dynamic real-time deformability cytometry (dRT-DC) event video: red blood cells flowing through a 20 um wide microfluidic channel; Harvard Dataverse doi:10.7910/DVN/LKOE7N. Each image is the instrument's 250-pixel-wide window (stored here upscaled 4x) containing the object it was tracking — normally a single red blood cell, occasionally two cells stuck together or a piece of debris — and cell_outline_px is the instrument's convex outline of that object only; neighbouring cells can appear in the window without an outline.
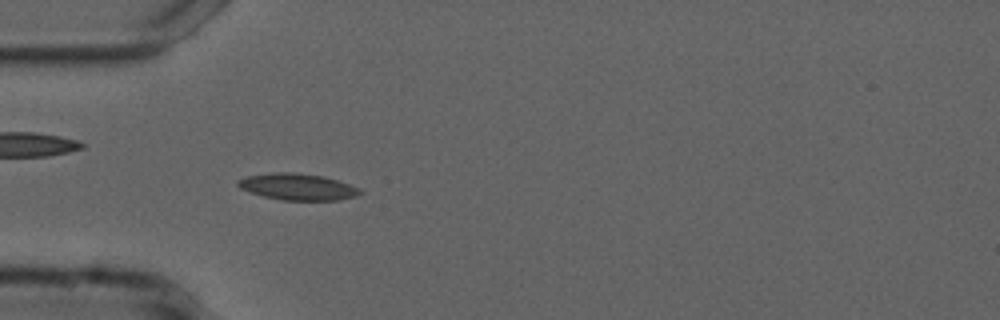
{"species": "common noctule bat (a hibernating species)", "species_latin": "Nyctalus noctula", "temperature_condition": "cold", "stored_images_in_passage": 34, "camera_frame_rate_fps": 3000, "um_per_image_px": 0.085, "animal": {"sex": "male", "forearm_length_mm": 52.5}, "frame": {"image": 1, "passage_image": 7, "time_ms": 2.0, "image_size_px": [1000, 320], "cell_outline_px": [[364, 192], [356, 196], [340, 200], [280, 200], [264, 196], [240, 188], [236, 184], [236, 180], [248, 176], [276, 172], [296, 172], [324, 176], [360, 188]], "centroid_in_image_um": [25.32, 15.88], "position_along_channel_um": 59.7, "area_um2": 18.84}}
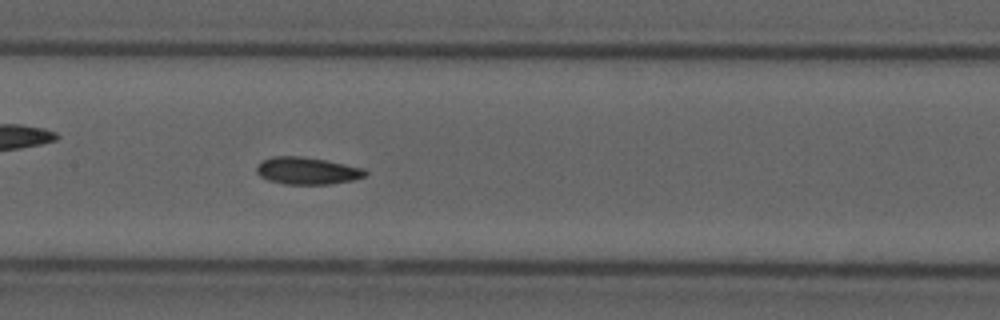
{"frame": {"image": 2, "passage_image": 17, "time_ms": 5.333, "image_size_px": [1000, 320], "cell_outline_px": [[368, 172], [364, 176], [356, 180], [332, 184], [284, 184], [268, 180], [260, 176], [256, 172], [256, 168], [264, 160], [272, 156], [300, 156], [324, 160], [364, 168]], "centroid_in_image_um": [26.13, 14.53], "position_along_channel_um": 181.3, "area_um2": 17.17}}
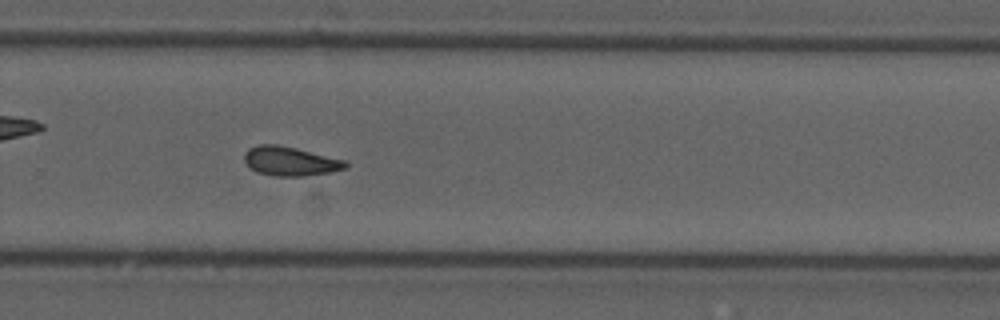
{"frame": {"image": 3, "passage_image": 27, "time_ms": 8.667, "image_size_px": [1000, 320], "cell_outline_px": [[348, 164], [344, 168], [328, 172], [304, 176], [276, 176], [256, 172], [244, 160], [244, 152], [248, 148], [256, 144], [276, 144], [296, 148], [344, 160]], "centroid_in_image_um": [24.61, 13.69], "position_along_channel_um": 305.2, "area_um2": 16.99}, "authors_computed_cell_mechanics": {"area_um2": 16.9354, "velocity_mm_per_s": 3.7329, "shape_relaxation_time_tau1_ms": 7.2325, "shape_relaxation_time_tau2_ms": 10.1418, "deformation_change_tau1": 0.1246, "deformation_change_tau2": 0.1698}}